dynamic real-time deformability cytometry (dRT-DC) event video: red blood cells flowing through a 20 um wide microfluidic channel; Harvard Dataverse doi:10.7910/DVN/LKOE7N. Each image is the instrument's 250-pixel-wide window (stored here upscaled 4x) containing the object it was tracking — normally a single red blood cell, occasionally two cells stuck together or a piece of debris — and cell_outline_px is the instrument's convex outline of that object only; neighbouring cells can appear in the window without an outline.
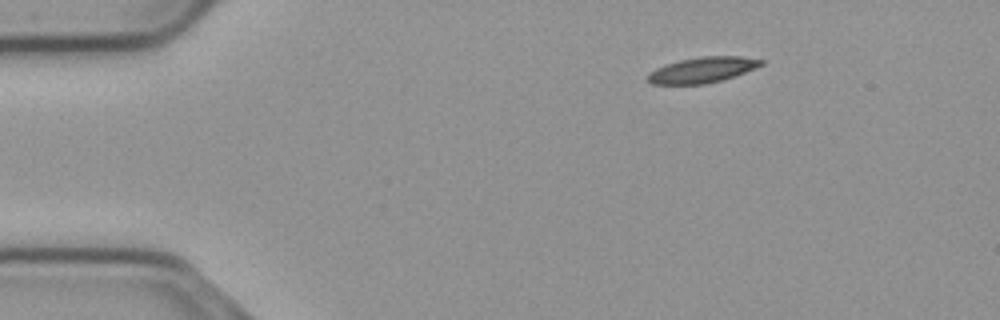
{"species": "common noctule bat (a hibernating species)", "species_latin": "Nyctalus noctula", "temperature_condition": "cold", "stored_images_in_passage": 48, "camera_frame_rate_fps": 3000, "um_per_image_px": 0.085, "animal": {"sex": "male", "body_mass_g": 23.1, "forearm_length_mm": 52.7}, "frame": {"image": 1, "passage_image": 1, "time_ms": 0.0, "image_size_px": [1000, 320], "cell_outline_px": [[764, 64], [756, 68], [720, 80], [704, 84], [652, 84], [648, 80], [648, 72], [664, 64], [680, 60], [700, 56], [740, 56], [764, 60]], "centroid_in_image_um": [59.68, 5.93], "position_along_channel_um": 25.3, "area_um2": 16.82}}
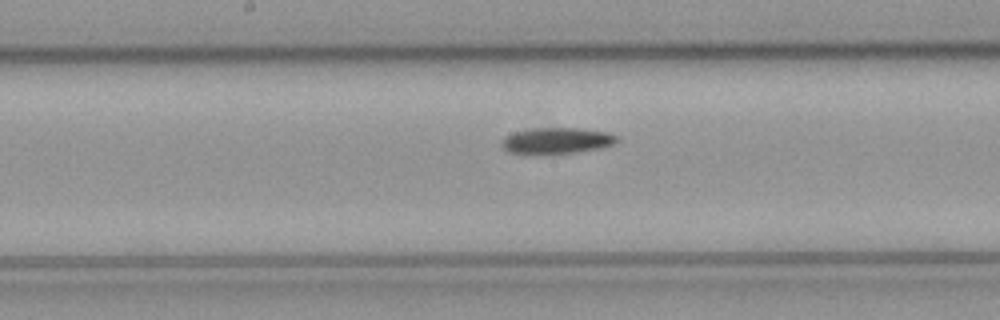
{"frame": {"image": 2, "passage_image": 21, "time_ms": 6.667, "image_size_px": [1000, 320], "cell_outline_px": [[620, 140], [612, 144], [600, 148], [552, 156], [524, 156], [508, 152], [500, 144], [500, 140], [504, 136], [512, 132], [532, 128], [576, 128], [608, 132], [616, 136]], "centroid_in_image_um": [47.2, 12.0], "position_along_channel_um": 201.0, "area_um2": 18.5}}
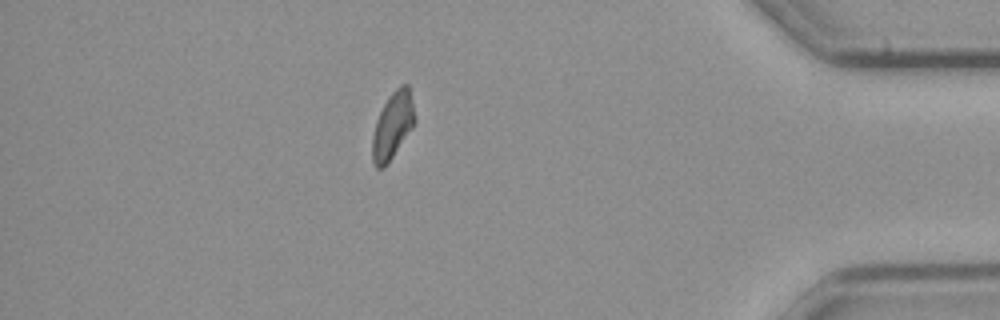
{"frame": {"image": 3, "passage_image": 41, "time_ms": 13.333, "image_size_px": [1000, 320], "cell_outline_px": [[416, 120], [412, 128], [388, 164], [384, 168], [376, 168], [372, 160], [372, 136], [376, 120], [384, 104], [392, 92], [400, 84], [408, 84], [412, 100]], "centroid_in_image_um": [33.37, 10.69], "position_along_channel_um": 401.8, "area_um2": 16.53}}